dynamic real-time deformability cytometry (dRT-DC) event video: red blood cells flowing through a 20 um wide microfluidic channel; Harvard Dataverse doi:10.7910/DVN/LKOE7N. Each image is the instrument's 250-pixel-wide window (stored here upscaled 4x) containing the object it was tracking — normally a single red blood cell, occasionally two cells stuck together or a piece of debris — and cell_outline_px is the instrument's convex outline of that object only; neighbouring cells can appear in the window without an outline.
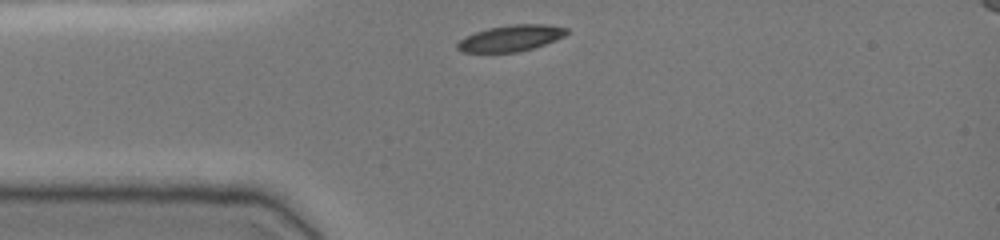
{"species": "common noctule bat (a hibernating species)", "species_latin": "Nyctalus noctula", "temperature_condition": "cold", "stored_images_in_passage": 32, "camera_frame_rate_fps": 3000, "um_per_image_px": 0.085, "animal": {"sex": "female", "body_mass_g": 19.0, "forearm_length_mm": 51.5}, "frame": {"image": 1, "passage_image": 1, "time_ms": 0.0, "image_size_px": [1000, 240], "cell_outline_px": [[568, 32], [564, 36], [556, 40], [532, 48], [516, 52], [460, 52], [456, 48], [456, 44], [464, 36], [488, 28], [512, 24], [548, 24], [568, 28]], "centroid_in_image_um": [43.41, 3.24], "position_along_channel_um": 41.6, "area_um2": 16.7}}
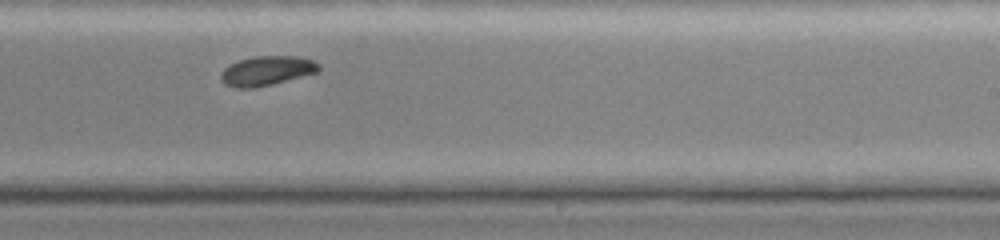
{"frame": {"image": 2, "passage_image": 20, "time_ms": 6.333, "image_size_px": [1000, 240], "cell_outline_px": [[320, 68], [316, 72], [272, 84], [252, 88], [236, 88], [224, 84], [220, 80], [220, 72], [224, 68], [240, 60], [256, 56], [296, 56], [312, 60], [320, 64]], "centroid_in_image_um": [22.64, 6.02], "position_along_channel_um": 266.4, "area_um2": 16.65}}
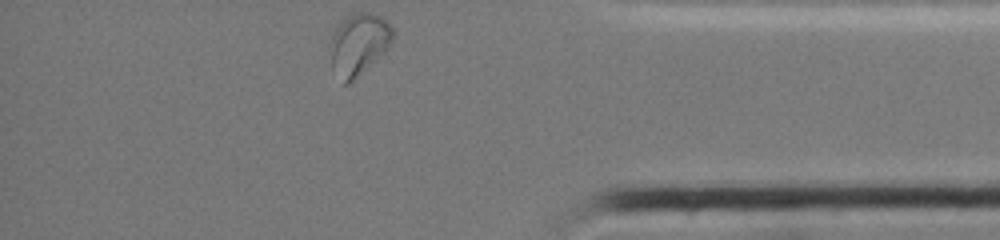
{"frame": {"image": 3, "passage_image": 32, "time_ms": 10.333, "image_size_px": [1000, 240], "cell_outline_px": [[396, 36], [384, 52], [348, 84], [344, 84], [332, 68], [328, 44], [336, 28], [348, 16], [356, 12], [372, 12], [380, 16], [396, 32]], "centroid_in_image_um": [30.49, 3.73], "position_along_channel_um": 404.7, "area_um2": 22.37}, "authors_computed_cell_mechanics": {"area_um2": 17.3111, "velocity_mm_per_s": 3.7842, "shape_relaxation_time_tau1_ms": 2.4618, "shape_relaxation_time_tau2_ms": null, "deformation_change_tau1": 0.1025, "deformation_change_tau2": null}}